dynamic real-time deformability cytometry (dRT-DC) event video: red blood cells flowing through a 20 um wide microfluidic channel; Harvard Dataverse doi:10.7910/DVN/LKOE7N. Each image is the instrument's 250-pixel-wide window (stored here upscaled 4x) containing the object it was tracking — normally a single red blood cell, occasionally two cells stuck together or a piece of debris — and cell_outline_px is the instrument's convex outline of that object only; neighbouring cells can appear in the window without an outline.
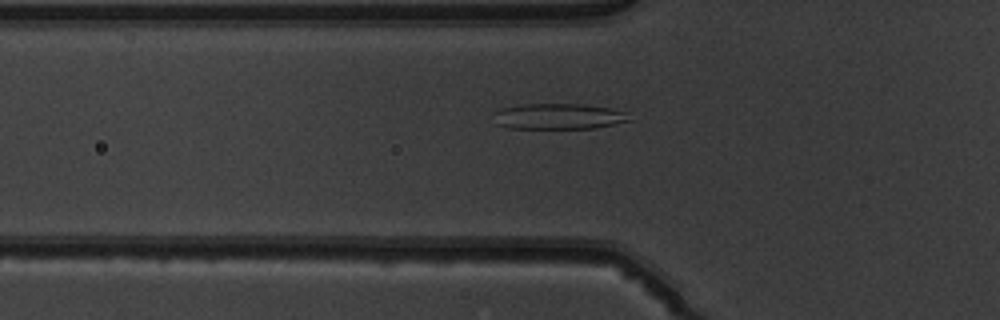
{"species": "common noctule bat (a hibernating species)", "species_latin": "Nyctalus noctula", "temperature_condition": "warm", "stored_images_in_passage": 51, "camera_frame_rate_fps": 3000, "um_per_image_px": 0.085, "animal": {"sex": "male", "body_mass_g": 19.5, "forearm_length_mm": 54.6}, "frame": {"image": 1, "passage_image": 18, "time_ms": 5.667, "image_size_px": [1000, 320], "cell_outline_px": [[632, 120], [592, 128], [508, 128], [496, 124], [496, 112], [504, 108], [520, 104], [584, 104], [608, 108], [628, 112]], "centroid_in_image_um": [47.52, 9.89], "position_along_channel_um": 78.3, "area_um2": 20.11}}
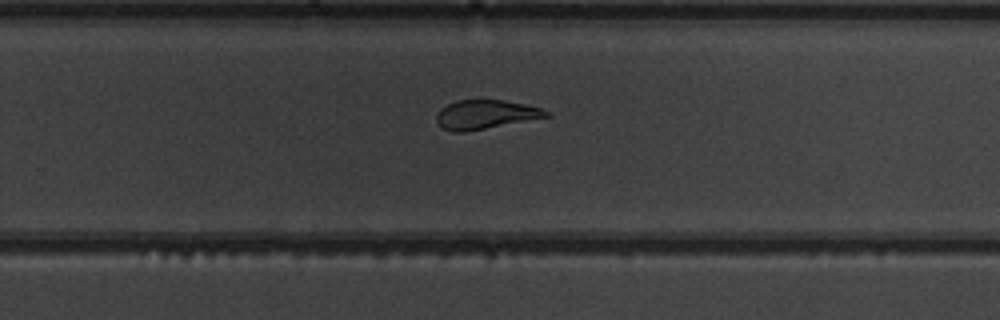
{"frame": {"image": 2, "passage_image": 34, "time_ms": 11.0, "image_size_px": [1000, 320], "cell_outline_px": [[552, 116], [464, 132], [452, 132], [444, 128], [436, 120], [436, 116], [440, 108], [456, 100], [504, 100], [524, 104], [540, 108], [548, 112]], "centroid_in_image_um": [41.26, 9.73], "position_along_channel_um": 288.5, "area_um2": 18.38}}
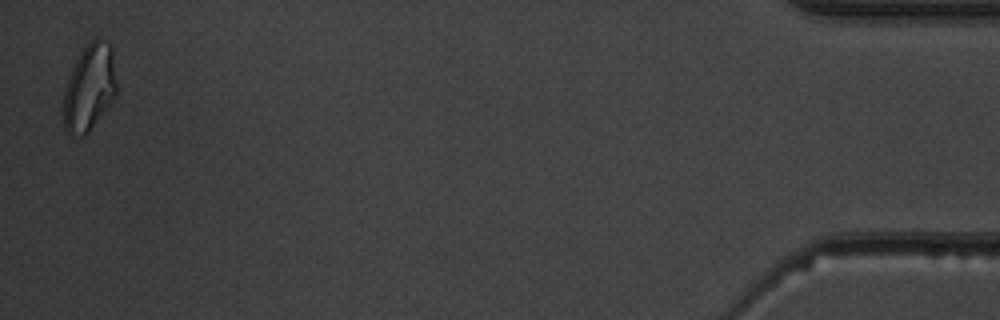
{"frame": {"image": 3, "passage_image": 51, "time_ms": 16.667, "image_size_px": [1000, 320], "cell_outline_px": [[116, 96], [88, 132], [84, 136], [68, 136], [64, 128], [64, 92], [68, 80], [76, 60], [84, 48], [96, 36], [108, 44], [112, 48], [116, 84]], "centroid_in_image_um": [7.6, 7.48], "position_along_channel_um": 427.6, "area_um2": 26.47}, "authors_computed_cell_mechanics": {"area_um2": 21.4438, "velocity_mm_per_s": 3.9384, "shape_relaxation_time_tau1_ms": null, "shape_relaxation_time_tau2_ms": 2.823, "deformation_change_tau1": null, "deformation_change_tau2": 0.1149}}